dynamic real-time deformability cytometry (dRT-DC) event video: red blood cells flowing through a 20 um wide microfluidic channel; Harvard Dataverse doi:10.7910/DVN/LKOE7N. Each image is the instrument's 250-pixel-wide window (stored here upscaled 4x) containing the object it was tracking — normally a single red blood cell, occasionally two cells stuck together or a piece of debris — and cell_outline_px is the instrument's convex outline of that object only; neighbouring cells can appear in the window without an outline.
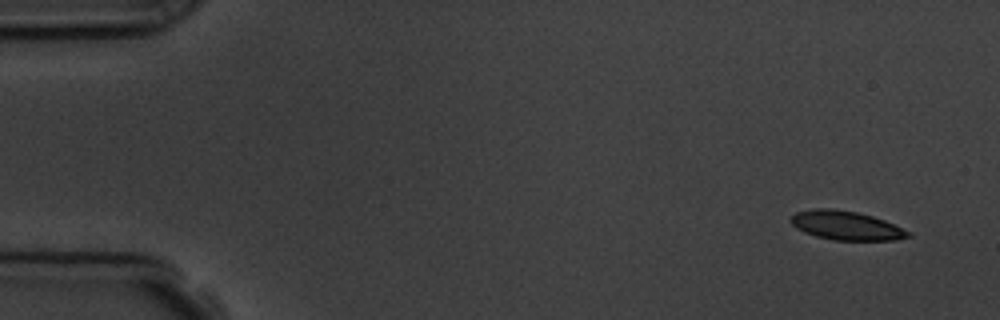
{"species": "common noctule bat (a hibernating species)", "species_latin": "Nyctalus noctula", "temperature_condition": "room temperature", "stored_images_in_passage": 5, "camera_frame_rate_fps": 3000, "um_per_image_px": 0.085, "animal": {"sex": "male", "body_mass_g": 19.5, "forearm_length_mm": 54.6}, "frame": {"image": 1, "passage_image": 1, "time_ms": 0.0, "image_size_px": [1000, 320], "cell_outline_px": [[912, 236], [896, 240], [832, 240], [816, 236], [804, 232], [796, 228], [788, 220], [796, 212], [812, 208], [832, 208], [856, 212], [872, 216], [884, 220], [912, 232]], "centroid_in_image_um": [71.91, 19.17], "position_along_channel_um": 13.1, "area_um2": 19.94}}
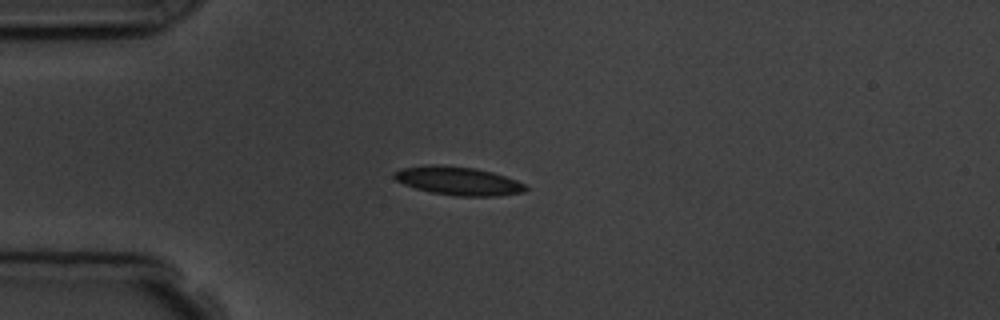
{"frame": {"image": 2, "passage_image": 4, "time_ms": 3.667, "image_size_px": [1000, 320], "cell_outline_px": [[528, 188], [524, 192], [500, 196], [456, 196], [432, 192], [416, 188], [404, 184], [396, 180], [392, 176], [392, 172], [400, 168], [432, 164], [440, 164], [472, 168], [492, 172], [516, 180], [524, 184]], "centroid_in_image_um": [38.92, 15.37], "position_along_channel_um": 46.1, "area_um2": 21.79}}